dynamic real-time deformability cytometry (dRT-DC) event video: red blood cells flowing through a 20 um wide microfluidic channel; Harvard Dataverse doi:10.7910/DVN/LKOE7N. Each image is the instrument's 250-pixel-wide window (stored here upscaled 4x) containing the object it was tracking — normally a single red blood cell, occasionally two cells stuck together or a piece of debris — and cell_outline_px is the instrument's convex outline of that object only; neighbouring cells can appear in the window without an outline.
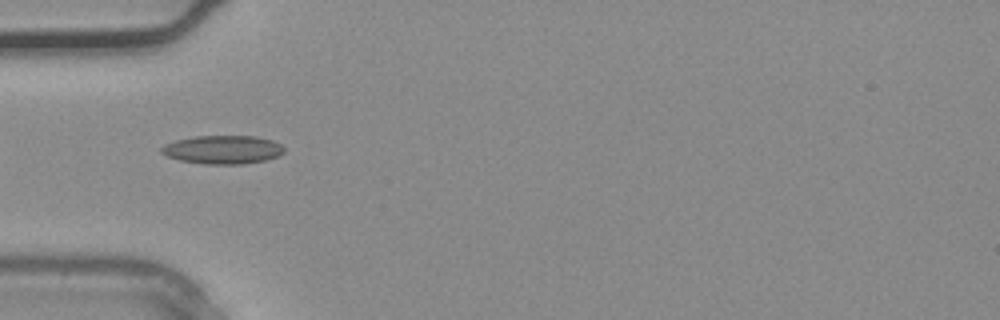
{"species": "common noctule bat (a hibernating species)", "species_latin": "Nyctalus noctula", "temperature_condition": "warm", "stored_images_in_passage": 8, "camera_frame_rate_fps": 3000, "um_per_image_px": 0.085, "animal": {"sex": "male", "body_mass_g": 20.4}, "frame": {"image": 1, "passage_image": 1, "time_ms": 0.0, "image_size_px": [1000, 320], "cell_outline_px": [[284, 152], [280, 156], [264, 160], [244, 164], [204, 164], [180, 160], [164, 156], [160, 152], [160, 148], [164, 144], [176, 140], [196, 136], [256, 136], [272, 140], [280, 144], [284, 148]], "centroid_in_image_um": [18.92, 12.72], "position_along_channel_um": 66.1, "area_um2": 20.52}}
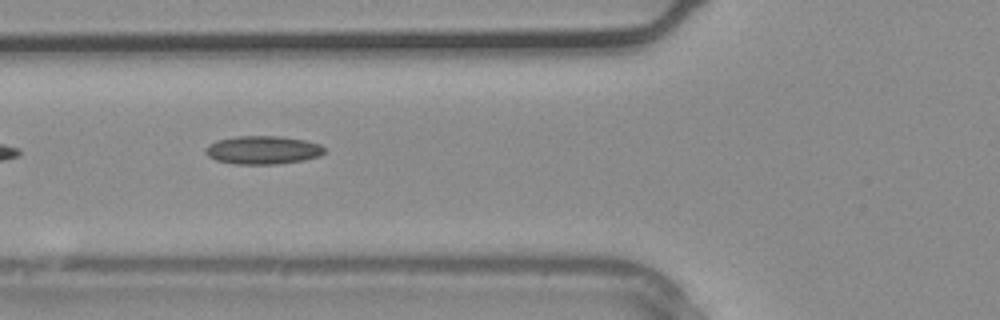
{"frame": {"image": 2, "passage_image": 3, "time_ms": 0.667, "image_size_px": [1000, 320], "cell_outline_px": [[328, 148], [320, 156], [304, 160], [276, 164], [236, 164], [216, 160], [208, 156], [204, 152], [204, 148], [208, 144], [216, 140], [236, 136], [280, 136], [304, 140], [320, 144]], "centroid_in_image_um": [22.34, 12.75], "position_along_channel_um": 103.5, "area_um2": 19.83}}